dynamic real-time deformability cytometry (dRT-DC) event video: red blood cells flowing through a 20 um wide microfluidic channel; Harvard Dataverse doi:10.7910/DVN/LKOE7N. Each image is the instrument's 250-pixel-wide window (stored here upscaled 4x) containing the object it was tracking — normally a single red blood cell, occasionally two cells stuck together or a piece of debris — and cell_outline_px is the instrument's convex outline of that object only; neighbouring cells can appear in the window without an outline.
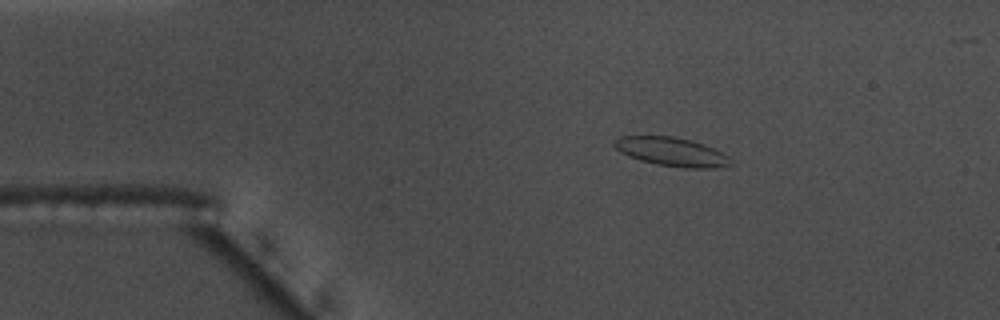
{"species": "common noctule bat (a hibernating species)", "species_latin": "Nyctalus noctula", "temperature_condition": "warm", "stored_images_in_passage": 56, "camera_frame_rate_fps": 3000, "um_per_image_px": 0.085, "animal": {"sex": "male", "body_mass_g": 17.5, "forearm_length_mm": 52.3}, "frame": {"image": 1, "passage_image": 9, "time_ms": 2.667, "image_size_px": [1000, 320], "cell_outline_px": [[732, 164], [716, 168], [684, 168], [656, 164], [640, 160], [628, 156], [620, 152], [612, 144], [612, 140], [620, 136], [672, 136], [688, 140], [724, 152], [728, 156]], "centroid_in_image_um": [57.04, 12.91], "position_along_channel_um": 28.0, "area_um2": 19.42}}
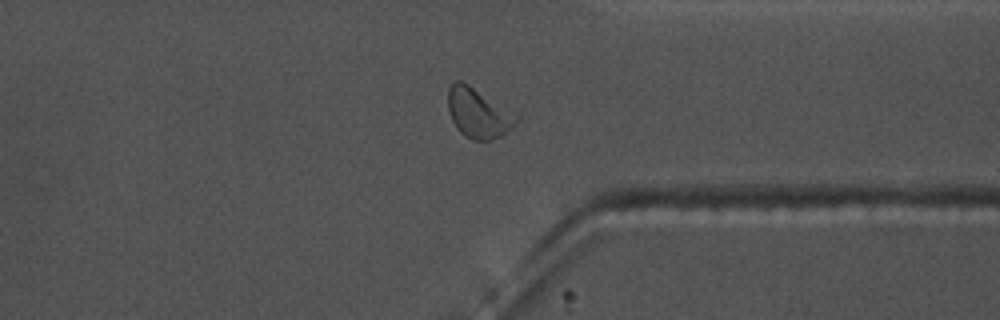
{"frame": {"image": 2, "passage_image": 42, "time_ms": 13.667, "image_size_px": [1000, 320], "cell_outline_px": [[520, 120], [512, 128], [500, 136], [492, 140], [472, 140], [464, 136], [456, 128], [452, 120], [448, 108], [448, 88], [456, 80], [460, 80], [468, 84], [520, 116]], "centroid_in_image_um": [40.66, 9.63], "position_along_channel_um": 370.7, "area_um2": 19.83}}
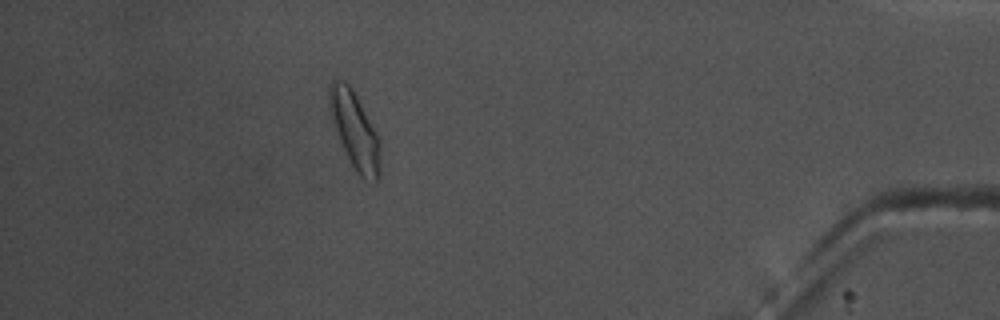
{"frame": {"image": 3, "passage_image": 49, "time_ms": 16.0, "image_size_px": [1000, 320], "cell_outline_px": [[380, 172], [376, 184], [372, 184], [364, 180], [356, 172], [340, 140], [332, 120], [328, 108], [328, 84], [332, 80], [340, 80], [348, 84], [352, 88], [376, 132], [380, 140]], "centroid_in_image_um": [30.16, 11.1], "position_along_channel_um": 405.0, "area_um2": 22.77}, "authors_computed_cell_mechanics": {"area_um2": 18.8139, "velocity_mm_per_s": 3.6299, "shape_relaxation_time_tau1_ms": 5.5737, "shape_relaxation_time_tau2_ms": 1.4949, "deformation_change_tau1": 0.142, "deformation_change_tau2": 0.0521}}